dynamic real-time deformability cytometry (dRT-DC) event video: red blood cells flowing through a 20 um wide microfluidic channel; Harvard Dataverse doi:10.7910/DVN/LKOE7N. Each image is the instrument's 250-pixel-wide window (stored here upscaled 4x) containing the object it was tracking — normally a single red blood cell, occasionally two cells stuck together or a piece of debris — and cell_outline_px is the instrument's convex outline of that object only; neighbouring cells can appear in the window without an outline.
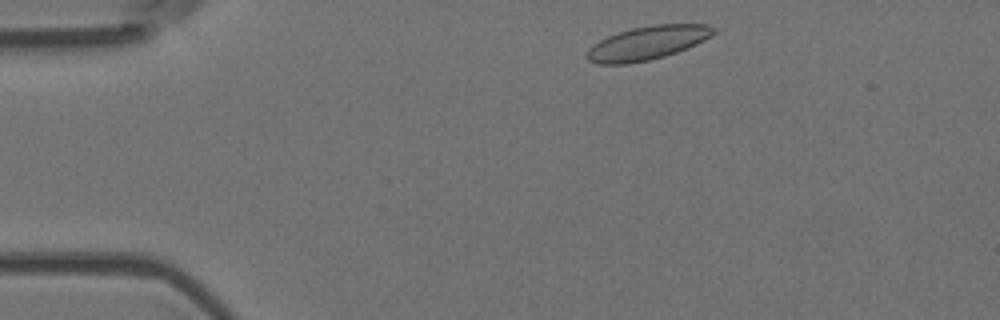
{"species": "Egyptian fruit bat (a non-hibernating species)", "species_latin": "Rousettus aegyptiacus", "temperature_condition": "room temperature", "stored_images_in_passage": 49, "camera_frame_rate_fps": 3000, "um_per_image_px": 0.085, "animal": {"sex": "female"}, "frame": {"image": 1, "passage_image": 3, "time_ms": 0.667, "image_size_px": [1000, 320], "cell_outline_px": [[716, 32], [712, 36], [696, 44], [676, 52], [664, 56], [648, 60], [628, 64], [600, 64], [588, 60], [584, 56], [588, 48], [592, 44], [608, 36], [632, 28], [652, 24], [708, 24], [716, 28]], "centroid_in_image_um": [55.02, 3.64], "position_along_channel_um": 30.0, "area_um2": 24.91}}
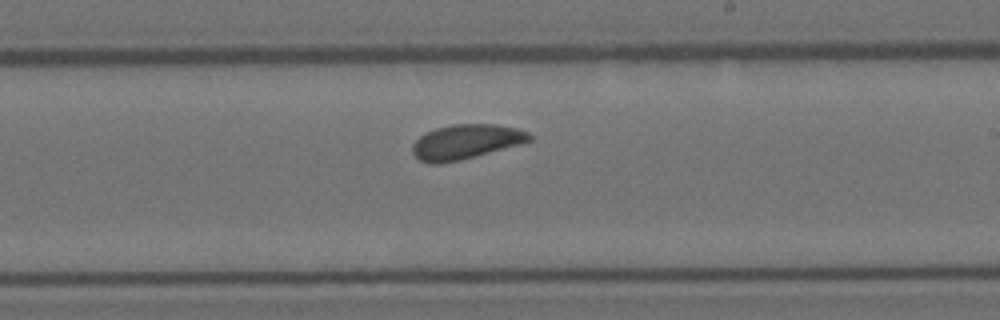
{"frame": {"image": 2, "passage_image": 26, "time_ms": 8.333, "image_size_px": [1000, 320], "cell_outline_px": [[532, 140], [520, 144], [460, 160], [440, 164], [432, 164], [420, 160], [412, 152], [412, 144], [420, 136], [436, 128], [452, 124], [496, 124], [520, 128], [528, 132], [532, 136]], "centroid_in_image_um": [39.62, 12.04], "position_along_channel_um": 249.4, "area_um2": 23.58}}
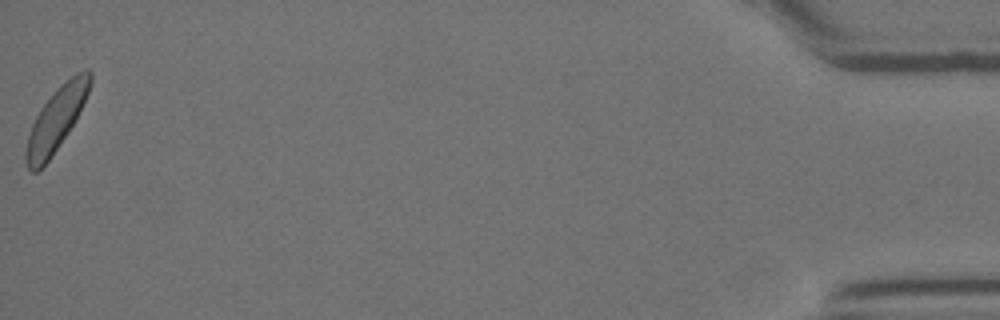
{"frame": {"image": 3, "passage_image": 49, "time_ms": 16.0, "image_size_px": [1000, 320], "cell_outline_px": [[92, 84], [76, 120], [68, 132], [48, 160], [36, 172], [32, 172], [28, 168], [24, 156], [24, 152], [28, 136], [32, 124], [40, 108], [56, 88], [64, 80], [76, 72], [84, 68], [88, 68], [92, 72]], "centroid_in_image_um": [4.8, 10.07], "position_along_channel_um": 430.4, "area_um2": 23.7}, "authors_computed_cell_mechanics": {"area_um2": 23.698, "velocity_mm_per_s": 3.6068, "shape_relaxation_time_tau1_ms": 4.3914, "shape_relaxation_time_tau2_ms": null, "deformation_change_tau1": 0.0935, "deformation_change_tau2": null}}